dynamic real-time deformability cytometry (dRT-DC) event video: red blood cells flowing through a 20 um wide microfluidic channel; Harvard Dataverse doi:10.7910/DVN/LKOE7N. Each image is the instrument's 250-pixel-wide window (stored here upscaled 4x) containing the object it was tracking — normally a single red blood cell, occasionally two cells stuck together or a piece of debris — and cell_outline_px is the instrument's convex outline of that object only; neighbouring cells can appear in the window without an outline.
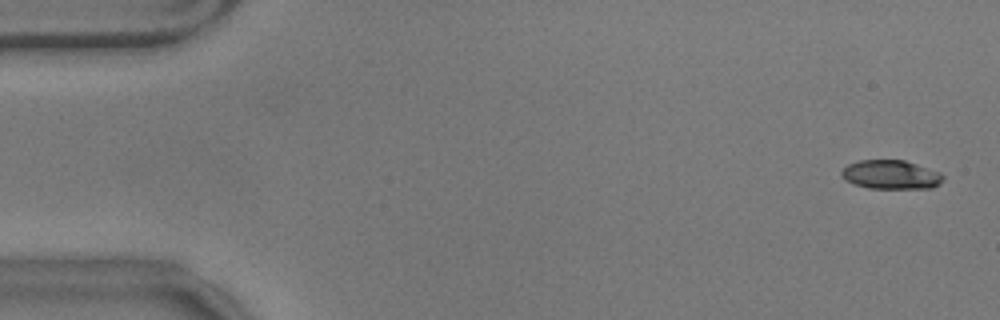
{"species": "common noctule bat (a hibernating species)", "species_latin": "Nyctalus noctula", "temperature_condition": "warm", "stored_images_in_passage": 57, "camera_frame_rate_fps": 3000, "um_per_image_px": 0.085, "animal": {"sex": "male", "body_mass_g": 17.9}, "frame": {"image": 1, "passage_image": 2, "time_ms": 0.333, "image_size_px": [1000, 320], "cell_outline_px": [[944, 176], [940, 184], [932, 188], [868, 188], [844, 180], [840, 176], [840, 172], [848, 164], [860, 160], [904, 160], [940, 172]], "centroid_in_image_um": [75.71, 14.84], "position_along_channel_um": 9.3, "area_um2": 17.11}}
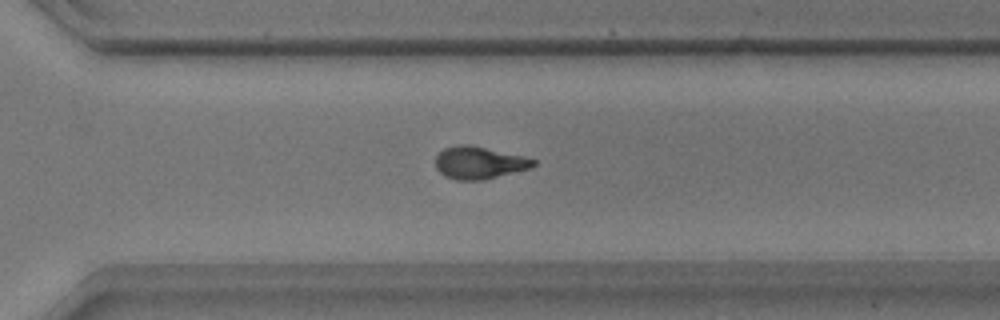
{"frame": {"image": 2, "passage_image": 40, "time_ms": 13.0, "image_size_px": [1000, 320], "cell_outline_px": [[536, 164], [532, 168], [484, 180], [456, 180], [444, 176], [436, 168], [436, 156], [444, 148], [460, 144], [468, 144], [520, 156], [536, 160]], "centroid_in_image_um": [40.71, 13.85], "position_along_channel_um": 329.9, "area_um2": 18.32}}
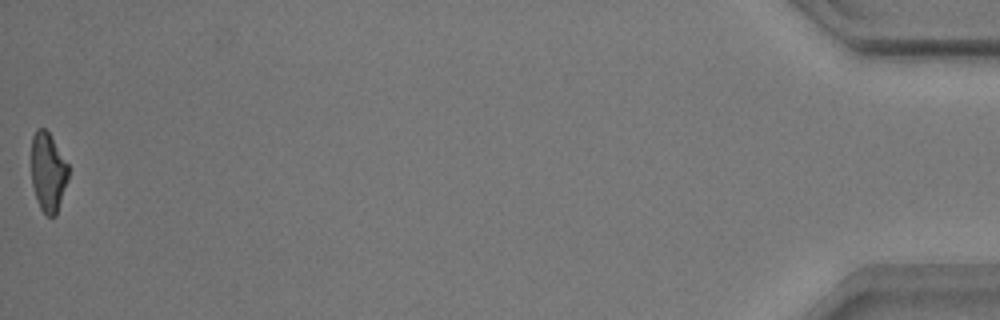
{"frame": {"image": 3, "passage_image": 57, "time_ms": 18.667, "image_size_px": [1000, 320], "cell_outline_px": [[68, 180], [56, 216], [48, 216], [40, 208], [36, 200], [32, 184], [32, 136], [36, 128], [44, 128], [48, 132], [68, 164]], "centroid_in_image_um": [4.08, 14.64], "position_along_channel_um": 431.1, "area_um2": 16.99}, "authors_computed_cell_mechanics": {"area_um2": 18.496, "velocity_mm_per_s": 3.5409, "shape_relaxation_time_tau1_ms": 4.4776, "shape_relaxation_time_tau2_ms": 2.1756, "deformation_change_tau1": 0.1792, "deformation_change_tau2": 0.0675}}